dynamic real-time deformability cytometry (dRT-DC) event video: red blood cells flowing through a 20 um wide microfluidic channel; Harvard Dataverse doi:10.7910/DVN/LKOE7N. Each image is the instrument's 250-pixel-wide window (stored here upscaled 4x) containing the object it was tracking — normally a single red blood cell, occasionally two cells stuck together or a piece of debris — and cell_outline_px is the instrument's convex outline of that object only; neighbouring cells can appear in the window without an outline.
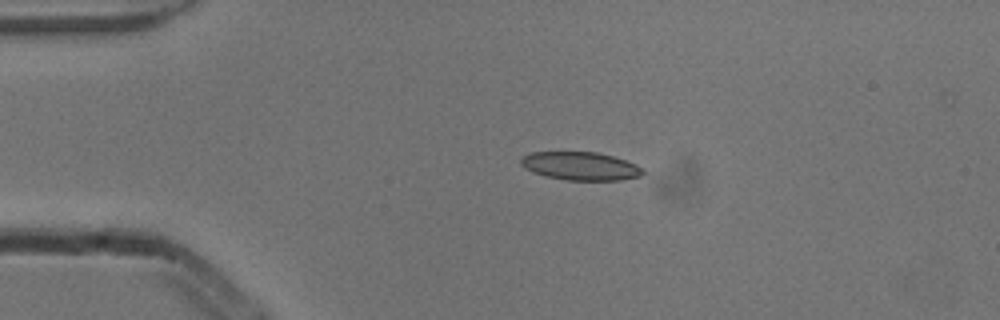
{"species": "common noctule bat (a hibernating species)", "species_latin": "Nyctalus noctula", "temperature_condition": "cold", "stored_images_in_passage": 4, "camera_frame_rate_fps": 3000, "um_per_image_px": 0.085, "animal": {"sex": "male", "body_mass_g": 13.3}, "frame": {"image": 1, "passage_image": 2, "time_ms": 0.333, "image_size_px": [1000, 320], "cell_outline_px": [[644, 172], [640, 176], [620, 180], [568, 180], [544, 176], [532, 172], [524, 168], [520, 164], [520, 160], [524, 156], [532, 152], [596, 152], [612, 156], [636, 164]], "centroid_in_image_um": [49.3, 14.12], "position_along_channel_um": 35.7, "area_um2": 19.94}}
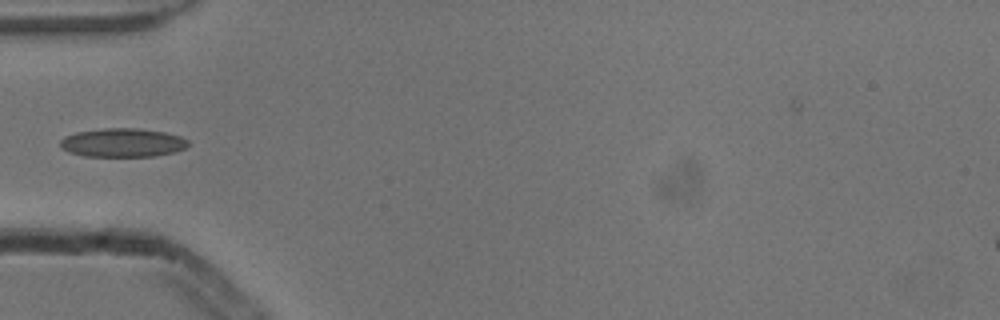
{"frame": {"image": 2, "passage_image": 3, "time_ms": 0.667, "image_size_px": [1000, 320], "cell_outline_px": [[188, 144], [184, 148], [176, 152], [152, 156], [84, 156], [68, 152], [60, 148], [60, 140], [64, 136], [76, 132], [104, 128], [136, 128], [164, 132], [180, 136], [188, 140]], "centroid_in_image_um": [10.38, 12.12], "position_along_channel_um": 74.6, "area_um2": 21.44}}
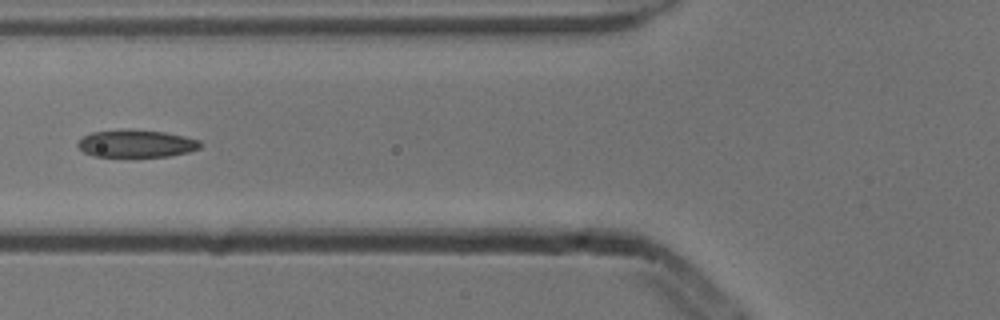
{"frame": {"image": 3, "passage_image": 4, "time_ms": 1.0, "image_size_px": [1000, 320], "cell_outline_px": [[204, 144], [200, 148], [188, 152], [168, 156], [92, 156], [84, 152], [76, 144], [84, 136], [92, 132], [120, 128], [164, 132], [184, 136], [200, 140]], "centroid_in_image_um": [11.6, 12.19], "position_along_channel_um": 114.2, "area_um2": 19.71}}